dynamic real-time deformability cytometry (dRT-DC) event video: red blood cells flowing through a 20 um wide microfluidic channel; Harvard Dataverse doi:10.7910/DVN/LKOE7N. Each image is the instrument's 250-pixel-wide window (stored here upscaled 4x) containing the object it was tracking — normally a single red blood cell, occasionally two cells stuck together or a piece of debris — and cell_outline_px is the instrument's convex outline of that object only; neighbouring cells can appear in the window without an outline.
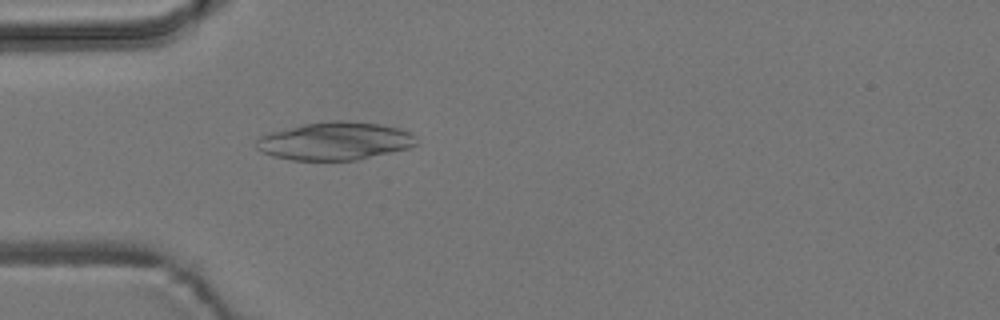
{"species": "common noctule bat (a hibernating species)", "species_latin": "Nyctalus noctula", "temperature_condition": "room temperature", "stored_images_in_passage": 54, "camera_frame_rate_fps": 3000, "um_per_image_px": 0.085, "animal": {"sex": "male", "body_mass_g": 19.2, "forearm_length_mm": 51.8}, "frame": {"image": 1, "passage_image": 16, "time_ms": 5.0, "image_size_px": [1000, 320], "cell_outline_px": [[416, 144], [408, 148], [356, 160], [292, 160], [272, 156], [256, 148], [256, 140], [260, 136], [268, 132], [304, 124], [332, 120], [336, 120], [380, 124], [396, 128], [408, 132], [416, 136]], "centroid_in_image_um": [28.42, 11.99], "position_along_channel_um": 56.6, "area_um2": 35.14}}
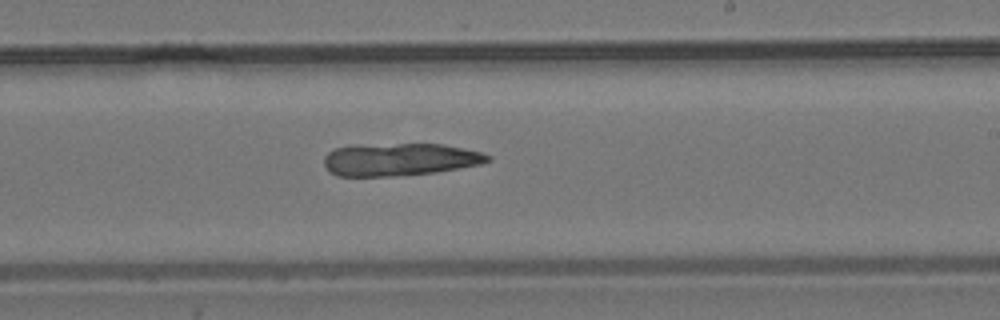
{"frame": {"image": 2, "passage_image": 32, "time_ms": 10.333, "image_size_px": [1000, 320], "cell_outline_px": [[492, 160], [480, 164], [436, 172], [392, 176], [336, 176], [328, 172], [324, 164], [324, 156], [328, 152], [336, 148], [352, 144], [444, 144], [484, 152], [492, 156]], "centroid_in_image_um": [33.96, 13.54], "position_along_channel_um": 255.0, "area_um2": 31.5}}
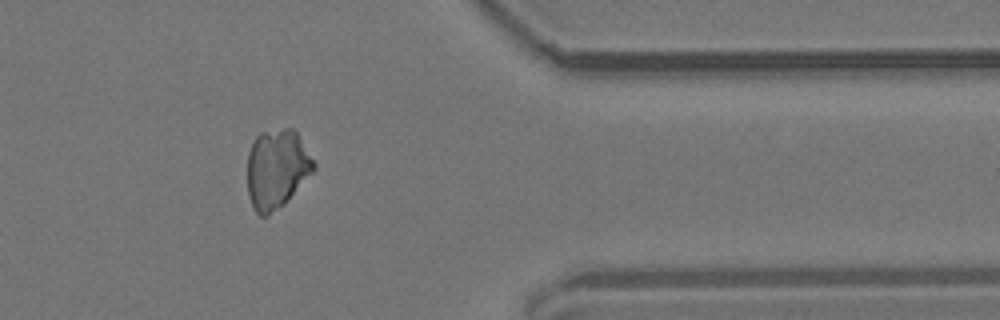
{"frame": {"image": 3, "passage_image": 44, "time_ms": 14.333, "image_size_px": [1000, 320], "cell_outline_px": [[316, 168], [284, 204], [268, 216], [260, 216], [256, 212], [248, 196], [248, 152], [256, 136], [260, 132], [284, 128], [292, 128], [296, 132], [316, 164]], "centroid_in_image_um": [23.52, 14.35], "position_along_channel_um": 387.9, "area_um2": 30.46}}